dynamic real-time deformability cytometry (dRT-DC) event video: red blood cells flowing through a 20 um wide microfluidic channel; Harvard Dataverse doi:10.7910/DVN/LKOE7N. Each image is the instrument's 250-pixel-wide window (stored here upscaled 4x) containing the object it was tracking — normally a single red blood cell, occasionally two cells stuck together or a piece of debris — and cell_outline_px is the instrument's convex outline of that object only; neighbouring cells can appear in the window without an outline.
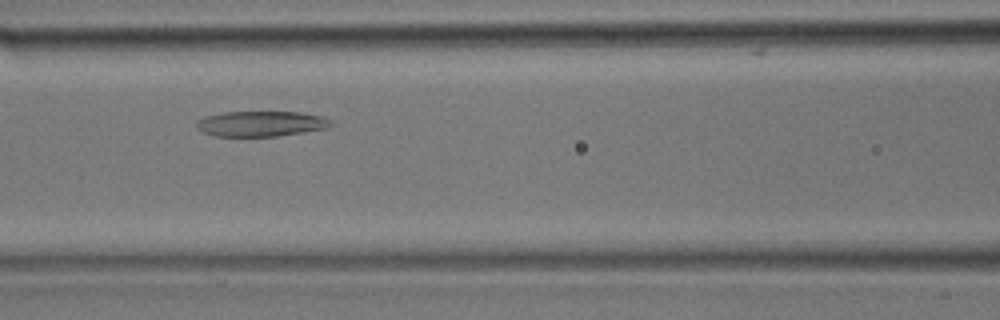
{"species": "common noctule bat (a hibernating species)", "species_latin": "Nyctalus noctula", "temperature_condition": "room temperature", "stored_images_in_passage": 26, "camera_frame_rate_fps": 3000, "um_per_image_px": 0.085, "animal": {"sex": "male", "body_mass_g": 17.9}, "frame": {"image": 1, "passage_image": 6, "time_ms": 1.667, "image_size_px": [1000, 320], "cell_outline_px": [[336, 124], [328, 128], [304, 132], [276, 136], [216, 136], [204, 132], [196, 128], [196, 120], [204, 116], [224, 112], [300, 112], [324, 116], [332, 120]], "centroid_in_image_um": [22.23, 10.51], "position_along_channel_um": 144.4, "area_um2": 20.11}}
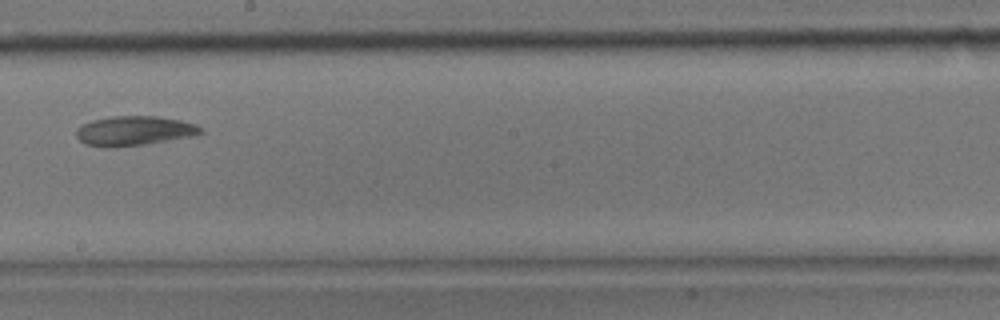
{"frame": {"image": 2, "passage_image": 11, "time_ms": 3.333, "image_size_px": [1000, 320], "cell_outline_px": [[204, 132], [192, 136], [144, 144], [84, 144], [76, 136], [76, 128], [92, 120], [112, 116], [156, 116], [180, 120], [196, 124], [204, 128]], "centroid_in_image_um": [11.48, 11.06], "position_along_channel_um": 236.7, "area_um2": 20.58}}
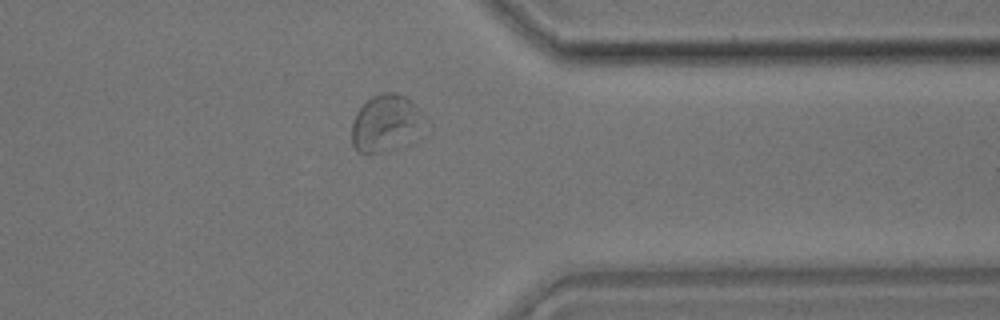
{"frame": {"image": 3, "passage_image": 19, "time_ms": 6.0, "image_size_px": [1000, 320], "cell_outline_px": [[432, 124], [384, 152], [356, 152], [352, 144], [352, 124], [356, 112], [372, 96], [384, 92], [396, 92], [404, 96]], "centroid_in_image_um": [32.79, 10.44], "position_along_channel_um": 378.6, "area_um2": 23.64}}